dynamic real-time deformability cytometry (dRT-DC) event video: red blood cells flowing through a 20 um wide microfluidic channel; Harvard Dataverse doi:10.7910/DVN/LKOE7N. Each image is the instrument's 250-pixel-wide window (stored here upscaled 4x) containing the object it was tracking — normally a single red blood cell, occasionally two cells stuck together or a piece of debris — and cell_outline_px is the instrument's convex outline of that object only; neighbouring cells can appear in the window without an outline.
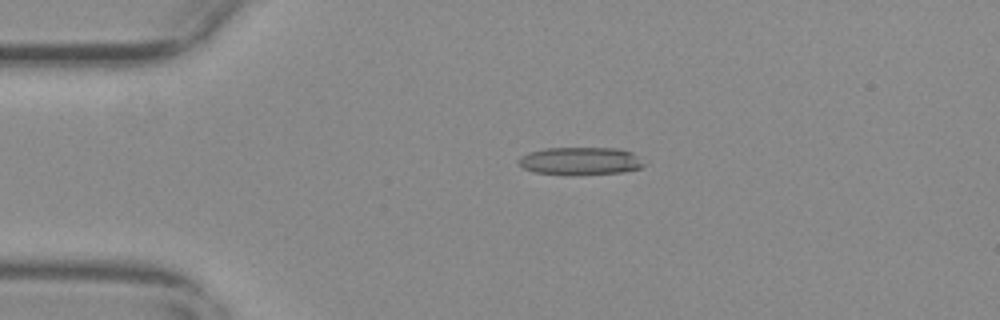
{"species": "common noctule bat (a hibernating species)", "species_latin": "Nyctalus noctula", "temperature_condition": "warm", "stored_images_in_passage": 20, "camera_frame_rate_fps": 3000, "um_per_image_px": 0.085, "animal": {"sex": "female", "body_mass_g": 29.2, "forearm_length_mm": 56.3}, "frame": {"image": 1, "passage_image": 7, "time_ms": 2.0, "image_size_px": [1000, 320], "cell_outline_px": [[644, 164], [640, 168], [624, 172], [576, 176], [568, 176], [532, 172], [524, 168], [516, 160], [520, 156], [528, 152], [544, 148], [616, 148], [632, 152]], "centroid_in_image_um": [49.26, 13.71], "position_along_channel_um": 35.7, "area_um2": 20.69}}
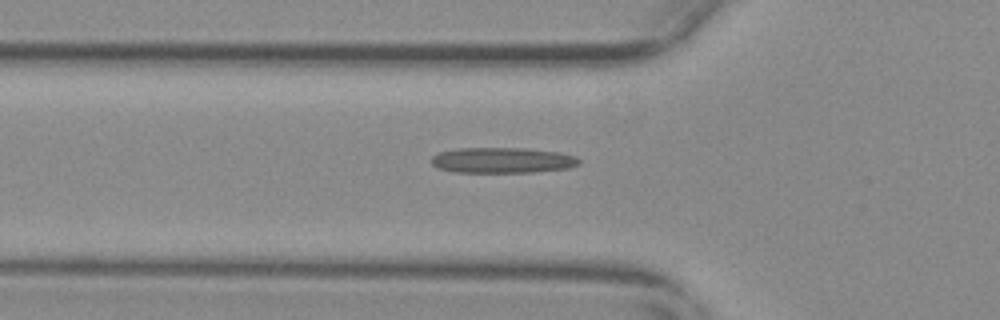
{"frame": {"image": 2, "passage_image": 14, "time_ms": 4.333, "image_size_px": [1000, 320], "cell_outline_px": [[580, 164], [568, 168], [532, 172], [452, 172], [436, 168], [432, 164], [432, 156], [440, 152], [456, 148], [524, 148], [560, 152], [576, 156], [580, 160]], "centroid_in_image_um": [42.69, 13.62], "position_along_channel_um": 83.1, "area_um2": 22.14}}
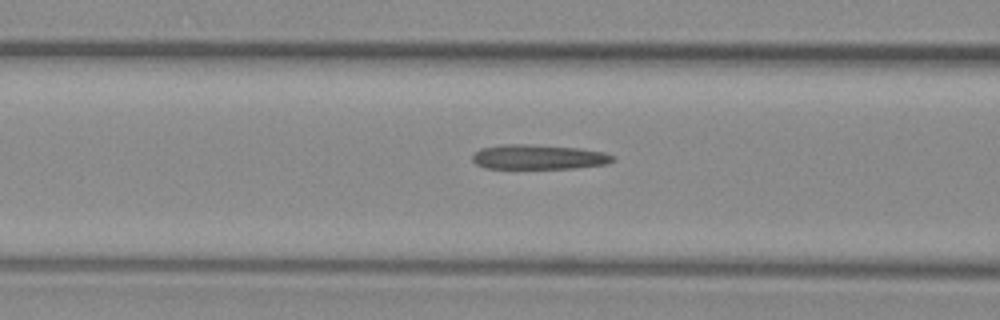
{"frame": {"image": 3, "passage_image": 17, "time_ms": 5.333, "image_size_px": [1000, 320], "cell_outline_px": [[616, 160], [608, 164], [576, 168], [484, 168], [476, 164], [472, 160], [472, 152], [480, 148], [500, 144], [528, 144], [580, 148], [604, 152], [616, 156]], "centroid_in_image_um": [45.78, 13.34], "position_along_channel_um": 120.8, "area_um2": 20.58}}